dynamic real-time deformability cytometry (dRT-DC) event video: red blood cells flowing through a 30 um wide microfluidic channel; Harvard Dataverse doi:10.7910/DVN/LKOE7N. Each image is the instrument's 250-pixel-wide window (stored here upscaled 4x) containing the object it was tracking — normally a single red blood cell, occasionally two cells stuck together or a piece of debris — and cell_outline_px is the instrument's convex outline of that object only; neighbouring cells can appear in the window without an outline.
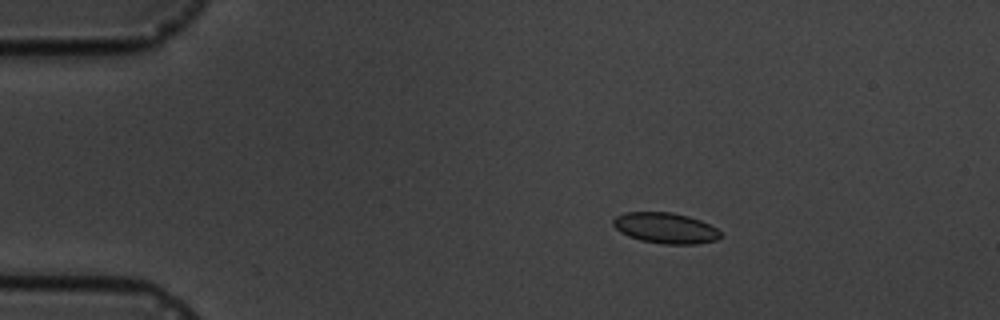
{"species": "common noctule bat (a hibernating species)", "species_latin": "Nyctalus noctula", "temperature_condition": "cold", "stored_images_in_passage": 6, "camera_frame_rate_fps": 3000, "um_per_image_px": 0.085, "animal": {"sex": "male", "body_mass_g": 19.5, "forearm_length_mm": 54.6}, "frame": {"image": 1, "passage_image": 4, "time_ms": 3.333, "image_size_px": [1000, 320], "cell_outline_px": [[724, 236], [716, 240], [696, 244], [664, 244], [640, 240], [628, 236], [620, 232], [612, 224], [612, 220], [616, 216], [624, 212], [672, 212], [688, 216], [700, 220], [716, 228]], "centroid_in_image_um": [56.56, 19.38], "position_along_channel_um": 28.4, "area_um2": 19.31}}